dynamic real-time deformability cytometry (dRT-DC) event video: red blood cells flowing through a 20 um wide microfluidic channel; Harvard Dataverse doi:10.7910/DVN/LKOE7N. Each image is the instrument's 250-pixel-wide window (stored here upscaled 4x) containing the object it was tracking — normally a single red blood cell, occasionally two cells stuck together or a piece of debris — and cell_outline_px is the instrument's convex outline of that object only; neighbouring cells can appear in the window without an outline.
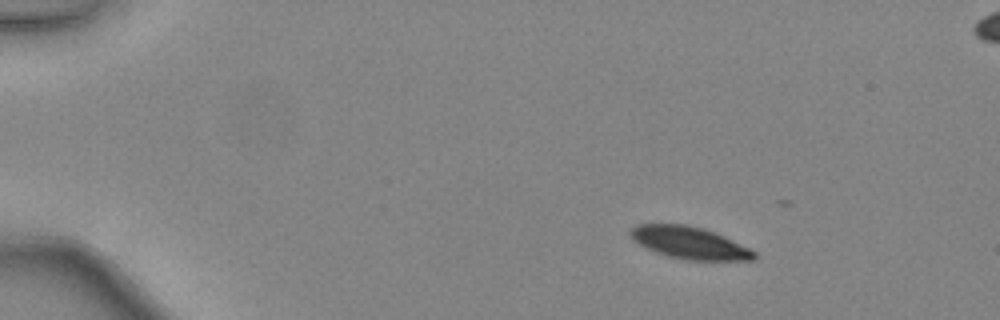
{"species": "common noctule bat (a hibernating species)", "species_latin": "Nyctalus noctula", "temperature_condition": "warm", "stored_images_in_passage": 10, "camera_frame_rate_fps": 3000, "um_per_image_px": 0.085, "animal": {"sex": "female", "body_mass_g": 24.6, "forearm_length_mm": 56.2}, "frame": {"image": 1, "passage_image": 6, "time_ms": 1.667, "image_size_px": [1000, 320], "cell_outline_px": [[756, 260], [684, 260], [668, 256], [656, 252], [632, 240], [628, 232], [636, 224], [688, 224], [704, 228], [724, 236], [756, 252]], "centroid_in_image_um": [58.59, 20.63], "position_along_channel_um": 26.4, "area_um2": 23.18}}